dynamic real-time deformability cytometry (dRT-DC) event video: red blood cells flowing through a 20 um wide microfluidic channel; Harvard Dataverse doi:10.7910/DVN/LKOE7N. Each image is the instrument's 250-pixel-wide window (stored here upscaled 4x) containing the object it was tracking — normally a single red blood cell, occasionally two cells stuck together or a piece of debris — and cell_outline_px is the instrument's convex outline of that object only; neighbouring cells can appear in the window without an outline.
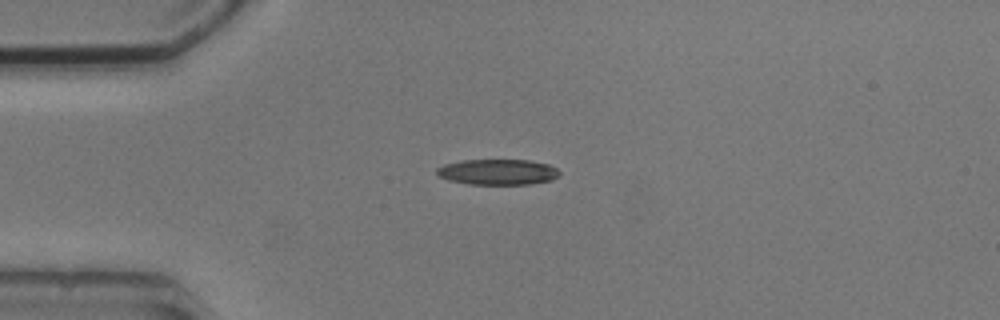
{"species": "common noctule bat (a hibernating species)", "species_latin": "Nyctalus noctula", "temperature_condition": "cold", "stored_images_in_passage": 6, "camera_frame_rate_fps": 3000, "um_per_image_px": 0.085, "animal": {"sex": "male", "body_mass_g": 20.5, "forearm_length_mm": 52.5}, "frame": {"image": 1, "passage_image": 1, "time_ms": 0.0, "image_size_px": [1000, 320], "cell_outline_px": [[560, 176], [552, 180], [528, 184], [468, 184], [448, 180], [436, 176], [436, 168], [444, 164], [460, 160], [528, 160], [548, 164], [556, 168], [560, 172]], "centroid_in_image_um": [42.28, 14.62], "position_along_channel_um": 42.7, "area_um2": 18.5}}